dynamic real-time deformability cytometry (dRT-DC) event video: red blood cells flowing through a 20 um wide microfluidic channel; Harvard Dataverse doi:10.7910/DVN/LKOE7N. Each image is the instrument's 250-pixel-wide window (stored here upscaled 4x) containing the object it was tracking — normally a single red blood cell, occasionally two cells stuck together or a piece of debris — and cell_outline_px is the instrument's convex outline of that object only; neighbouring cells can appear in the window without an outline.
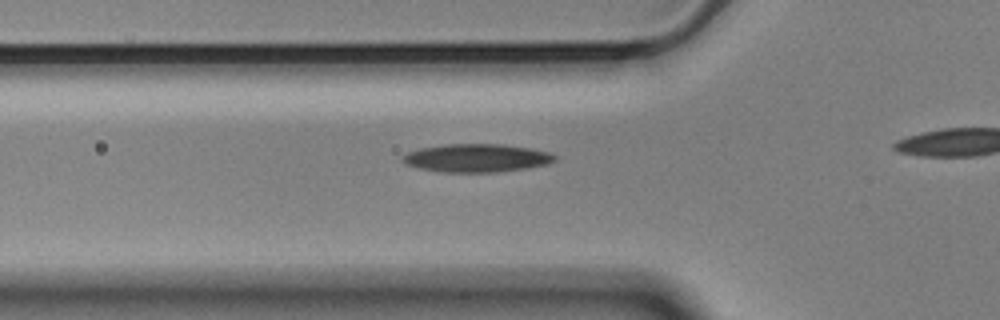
{"species": "Egyptian fruit bat (a non-hibernating species)", "species_latin": "Rousettus aegyptiacus", "temperature_condition": "cold", "stored_images_in_passage": 29, "camera_frame_rate_fps": 3000, "um_per_image_px": 0.085, "animal": {"sex": "male"}, "frame": {"image": 1, "passage_image": 2, "time_ms": 0.333, "image_size_px": [1000, 320], "cell_outline_px": [[556, 160], [548, 164], [528, 168], [496, 172], [444, 172], [420, 168], [404, 164], [400, 160], [408, 152], [420, 148], [444, 144], [500, 144], [528, 148], [548, 152], [556, 156]], "centroid_in_image_um": [40.5, 13.43], "position_along_channel_um": 85.3, "area_um2": 24.91}}
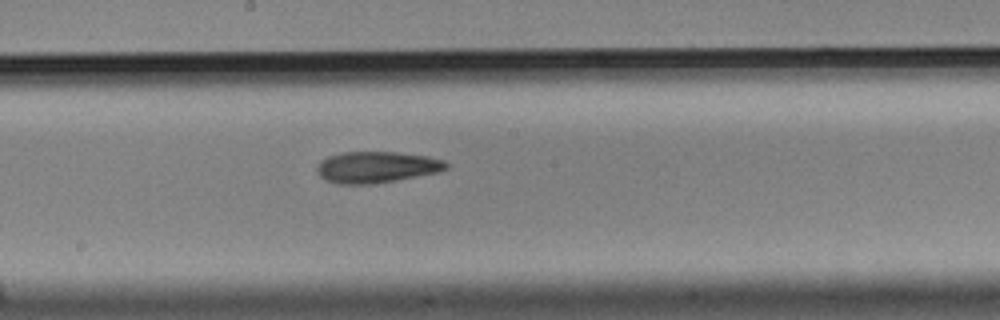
{"frame": {"image": 2, "passage_image": 13, "time_ms": 4.0, "image_size_px": [1000, 320], "cell_outline_px": [[448, 168], [440, 172], [376, 184], [336, 184], [324, 180], [316, 172], [316, 168], [320, 160], [328, 156], [344, 152], [396, 152], [428, 156], [444, 160], [448, 164]], "centroid_in_image_um": [32.0, 14.21], "position_along_channel_um": 216.2, "area_um2": 23.93}}
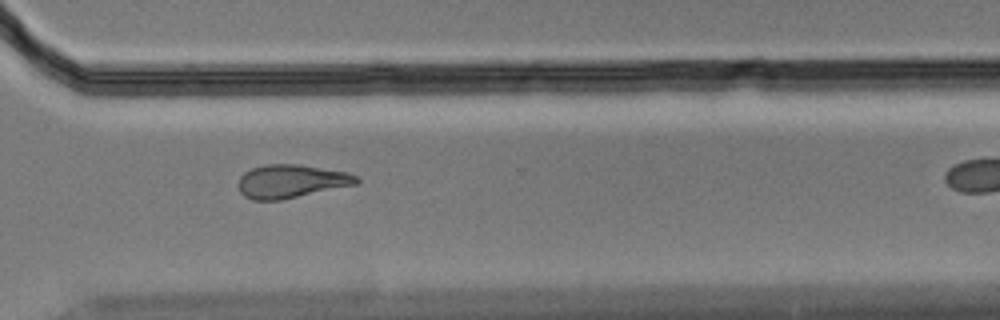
{"frame": {"image": 3, "passage_image": 24, "time_ms": 7.667, "image_size_px": [1000, 320], "cell_outline_px": [[360, 184], [280, 200], [252, 200], [244, 196], [240, 192], [236, 184], [240, 176], [244, 172], [252, 168], [264, 164], [300, 164], [348, 172], [356, 176], [360, 180]], "centroid_in_image_um": [24.74, 15.41], "position_along_channel_um": 345.9, "area_um2": 23.35}}